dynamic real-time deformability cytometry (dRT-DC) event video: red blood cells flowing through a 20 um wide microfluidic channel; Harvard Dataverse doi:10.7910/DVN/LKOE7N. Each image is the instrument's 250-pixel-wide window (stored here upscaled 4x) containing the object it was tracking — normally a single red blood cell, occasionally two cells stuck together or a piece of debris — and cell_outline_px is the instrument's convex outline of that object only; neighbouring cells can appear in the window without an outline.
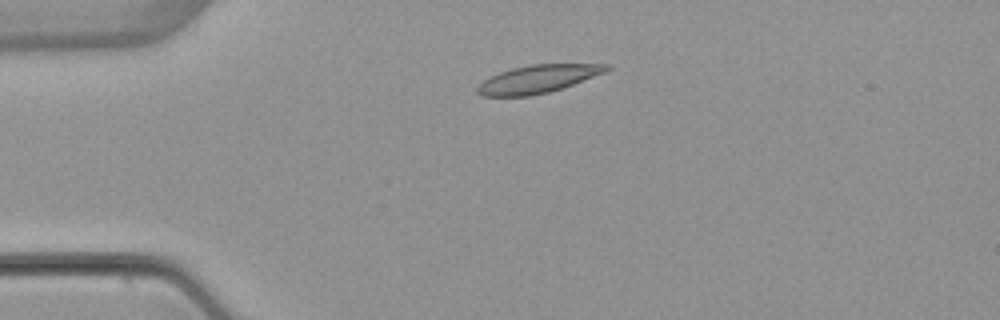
{"species": "common noctule bat (a hibernating species)", "species_latin": "Nyctalus noctula", "temperature_condition": "warm", "stored_images_in_passage": 3, "camera_frame_rate_fps": 3000, "um_per_image_px": 0.085, "animal": {"sex": "female", "body_mass_g": 22.7, "forearm_length_mm": 54.2}, "frame": {"image": 1, "passage_image": 2, "time_ms": 1.333, "image_size_px": [1000, 320], "cell_outline_px": [[612, 68], [604, 72], [572, 84], [548, 92], [528, 96], [480, 96], [476, 92], [476, 88], [484, 80], [500, 72], [512, 68], [532, 64], [612, 64]], "centroid_in_image_um": [45.7, 6.71], "position_along_channel_um": 39.3, "area_um2": 20.69}}